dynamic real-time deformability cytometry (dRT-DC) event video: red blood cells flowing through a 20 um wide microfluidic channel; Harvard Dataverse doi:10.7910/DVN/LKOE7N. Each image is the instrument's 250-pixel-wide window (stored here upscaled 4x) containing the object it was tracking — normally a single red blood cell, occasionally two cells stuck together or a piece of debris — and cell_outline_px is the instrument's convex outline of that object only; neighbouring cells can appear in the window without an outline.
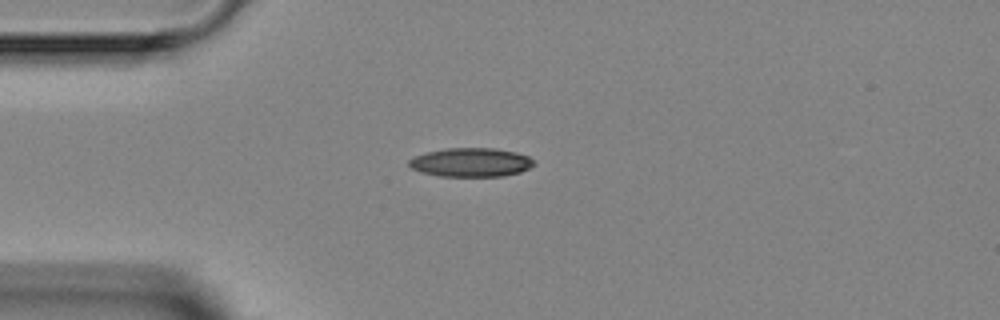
{"species": "Egyptian fruit bat (a non-hibernating species)", "species_latin": "Rousettus aegyptiacus", "temperature_condition": "room temperature", "stored_images_in_passage": 2, "camera_frame_rate_fps": 3000, "um_per_image_px": 0.085, "animal": {"sex": "female"}, "frame": {"image": 1, "passage_image": 1, "time_ms": 0.0, "image_size_px": [1000, 320], "cell_outline_px": [[536, 164], [520, 172], [504, 176], [440, 176], [424, 172], [412, 168], [408, 164], [408, 160], [416, 156], [428, 152], [448, 148], [496, 148], [516, 152], [528, 156]], "centroid_in_image_um": [40.06, 13.8], "position_along_channel_um": 44.9, "area_um2": 20.81}}